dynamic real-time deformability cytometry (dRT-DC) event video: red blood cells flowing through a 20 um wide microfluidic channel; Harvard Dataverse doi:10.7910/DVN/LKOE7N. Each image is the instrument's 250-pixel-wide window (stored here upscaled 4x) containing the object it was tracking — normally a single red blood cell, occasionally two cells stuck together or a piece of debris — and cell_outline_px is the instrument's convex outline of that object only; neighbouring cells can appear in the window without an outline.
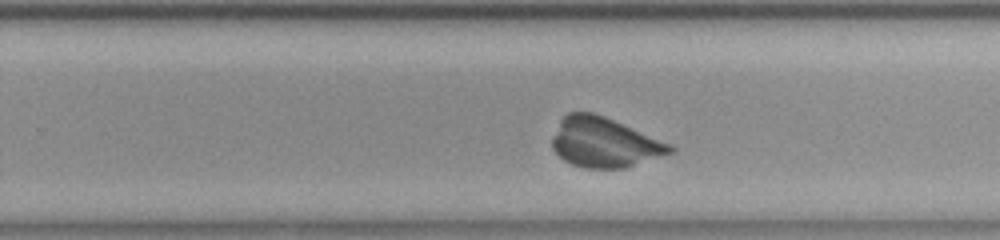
{"species": "common noctule bat (a hibernating species)", "species_latin": "Nyctalus noctula", "temperature_condition": "room temperature", "stored_images_in_passage": 30, "camera_frame_rate_fps": 3000, "um_per_image_px": 0.085, "animal": {"sex": "female", "body_mass_g": 23.0, "forearm_length_mm": 53.4}, "frame": {"image": 1, "passage_image": 20, "time_ms": 6.333, "image_size_px": [1000, 240], "cell_outline_px": [[676, 152], [624, 168], [584, 168], [572, 164], [564, 160], [552, 148], [552, 140], [560, 120], [568, 112], [592, 112], [604, 116], [672, 144], [676, 148]], "centroid_in_image_um": [51.4, 12.11], "position_along_channel_um": 278.4, "area_um2": 34.16}}
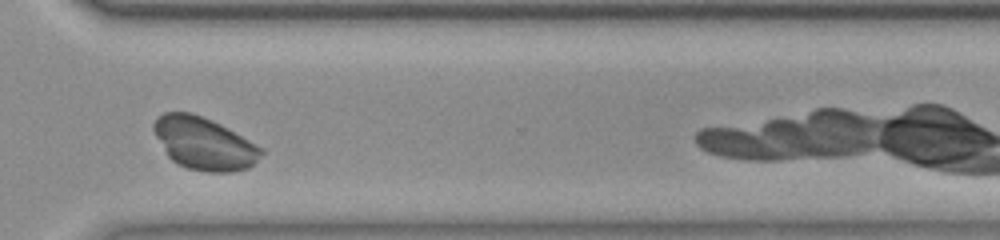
{"frame": {"image": 2, "passage_image": 26, "time_ms": 8.333, "image_size_px": [1000, 240], "cell_outline_px": [[264, 152], [248, 168], [232, 172], [204, 172], [188, 168], [176, 164], [168, 156], [156, 136], [152, 128], [152, 124], [164, 112], [188, 112], [212, 120], [220, 124], [264, 148]], "centroid_in_image_um": [17.34, 12.21], "position_along_channel_um": 353.3, "area_um2": 32.66}}